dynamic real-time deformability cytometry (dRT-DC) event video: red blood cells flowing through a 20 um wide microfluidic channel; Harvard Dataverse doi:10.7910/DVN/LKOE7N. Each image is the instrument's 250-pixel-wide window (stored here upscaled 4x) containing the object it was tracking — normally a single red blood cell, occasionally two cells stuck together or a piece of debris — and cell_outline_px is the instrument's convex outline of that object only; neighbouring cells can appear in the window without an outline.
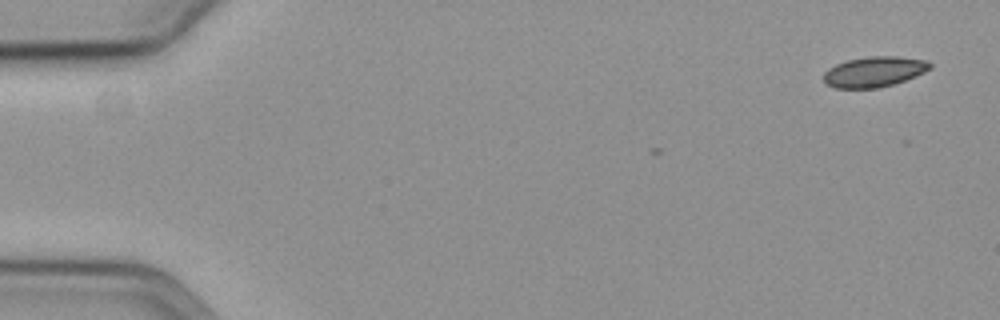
{"species": "common noctule bat (a hibernating species)", "species_latin": "Nyctalus noctula", "temperature_condition": "cold", "stored_images_in_passage": 4, "camera_frame_rate_fps": 3000, "um_per_image_px": 0.085, "animal": {"sex": "female", "body_mass_g": 19.3, "forearm_length_mm": 54.1}, "frame": {"image": 1, "passage_image": 1, "time_ms": 0.0, "image_size_px": [1000, 320], "cell_outline_px": [[932, 68], [916, 76], [880, 88], [836, 88], [828, 84], [824, 80], [824, 72], [828, 68], [836, 64], [848, 60], [868, 56], [896, 56], [928, 60], [932, 64]], "centroid_in_image_um": [74.33, 6.09], "position_along_channel_um": 10.7, "area_um2": 18.84}}